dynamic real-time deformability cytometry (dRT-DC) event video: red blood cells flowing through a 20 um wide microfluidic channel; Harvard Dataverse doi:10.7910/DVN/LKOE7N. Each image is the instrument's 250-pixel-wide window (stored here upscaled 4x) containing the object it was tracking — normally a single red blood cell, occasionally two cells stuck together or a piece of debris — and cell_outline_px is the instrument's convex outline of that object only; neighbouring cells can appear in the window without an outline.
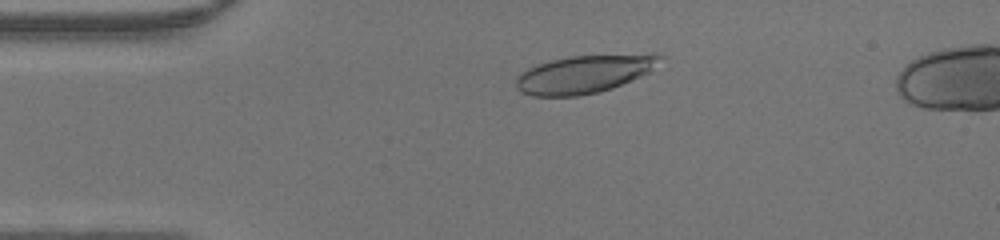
{"species": "human", "species_latin": "Homo sapiens", "temperature_condition": "warm", "stored_images_in_passage": 45, "camera_frame_rate_fps": 3000, "um_per_image_px": 0.085, "donor": {"sex": "male"}, "frame": {"image": 1, "passage_image": 8, "time_ms": 2.333, "image_size_px": [1000, 240], "cell_outline_px": [[668, 56], [648, 72], [640, 76], [612, 88], [600, 92], [580, 96], [532, 96], [520, 92], [516, 88], [516, 76], [520, 72], [536, 64], [568, 56], [652, 52], [656, 52]], "centroid_in_image_um": [49.72, 6.26], "position_along_channel_um": 35.3, "area_um2": 32.71}}
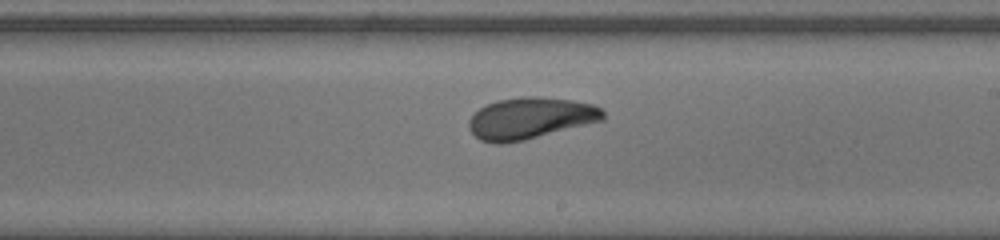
{"frame": {"image": 2, "passage_image": 25, "time_ms": 8.0, "image_size_px": [1000, 240], "cell_outline_px": [[604, 120], [524, 140], [504, 144], [496, 144], [480, 140], [468, 128], [468, 120], [480, 108], [496, 100], [520, 96], [540, 96], [572, 100], [592, 104], [600, 108], [604, 112]], "centroid_in_image_um": [45.06, 10.04], "position_along_channel_um": 243.9, "area_um2": 32.54}}
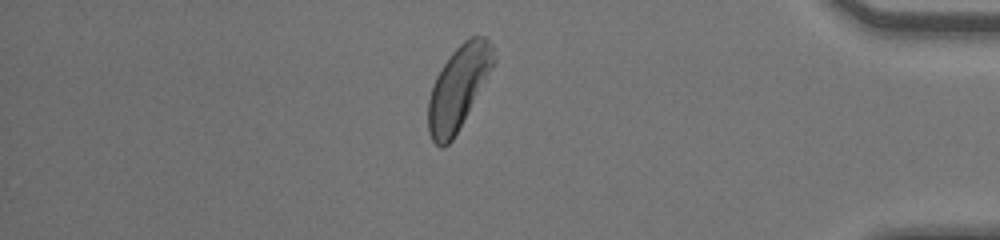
{"frame": {"image": 3, "passage_image": 38, "time_ms": 12.333, "image_size_px": [1000, 240], "cell_outline_px": [[496, 60], [492, 68], [452, 140], [444, 148], [440, 148], [432, 140], [428, 132], [428, 100], [432, 84], [440, 68], [448, 56], [464, 40], [472, 36], [484, 36], [492, 44]], "centroid_in_image_um": [38.93, 7.43], "position_along_channel_um": 396.3, "area_um2": 31.44}}